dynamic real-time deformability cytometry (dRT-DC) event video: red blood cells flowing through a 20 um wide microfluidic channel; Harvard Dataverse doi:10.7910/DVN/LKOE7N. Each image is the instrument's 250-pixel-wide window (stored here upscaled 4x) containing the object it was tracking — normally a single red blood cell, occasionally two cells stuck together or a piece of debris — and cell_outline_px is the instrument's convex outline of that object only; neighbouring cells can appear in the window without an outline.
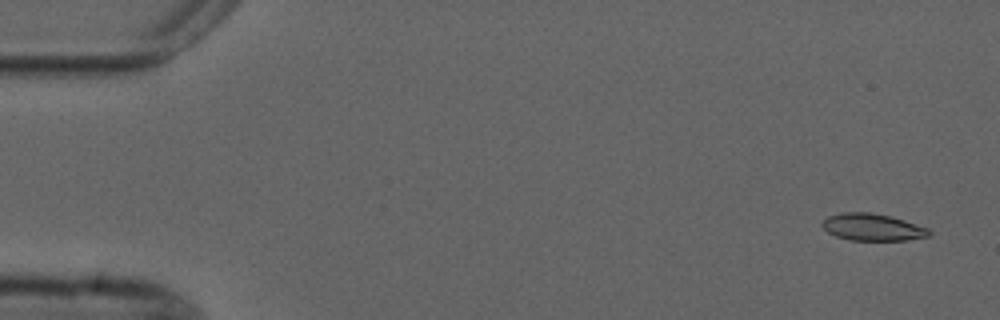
{"species": "common noctule bat (a hibernating species)", "species_latin": "Nyctalus noctula", "temperature_condition": "cold", "stored_images_in_passage": 6, "camera_frame_rate_fps": 3000, "um_per_image_px": 0.085, "animal": {"sex": "male", "forearm_length_mm": 52.5}, "frame": {"image": 1, "passage_image": 1, "time_ms": 0.0, "image_size_px": [1000, 320], "cell_outline_px": [[932, 236], [908, 240], [852, 240], [836, 236], [828, 232], [820, 224], [828, 216], [844, 212], [868, 212], [888, 216], [904, 220], [928, 228], [932, 232]], "centroid_in_image_um": [74.19, 19.32], "position_along_channel_um": 10.8, "area_um2": 16.76}}
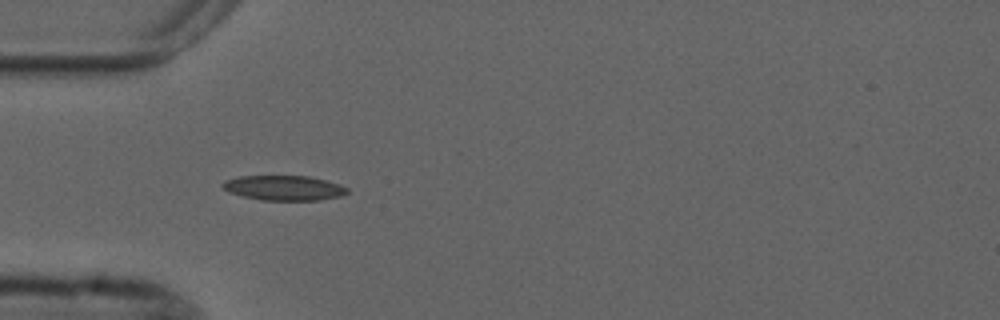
{"frame": {"image": 2, "passage_image": 5, "time_ms": 4.667, "image_size_px": [1000, 320], "cell_outline_px": [[348, 192], [340, 196], [320, 200], [260, 200], [228, 192], [220, 184], [224, 180], [240, 176], [308, 176], [340, 184], [348, 188]], "centroid_in_image_um": [24.12, 15.97], "position_along_channel_um": 60.9, "area_um2": 18.03}}
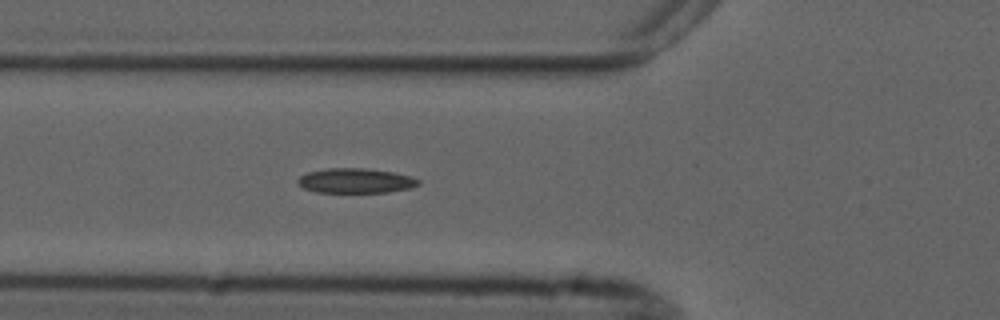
{"frame": {"image": 3, "passage_image": 6, "time_ms": 5.667, "image_size_px": [1000, 320], "cell_outline_px": [[420, 184], [412, 188], [388, 192], [316, 192], [304, 188], [296, 180], [300, 176], [308, 172], [328, 168], [364, 168], [392, 172], [412, 176], [420, 180]], "centroid_in_image_um": [30.26, 15.36], "position_along_channel_um": 95.5, "area_um2": 17.4}}